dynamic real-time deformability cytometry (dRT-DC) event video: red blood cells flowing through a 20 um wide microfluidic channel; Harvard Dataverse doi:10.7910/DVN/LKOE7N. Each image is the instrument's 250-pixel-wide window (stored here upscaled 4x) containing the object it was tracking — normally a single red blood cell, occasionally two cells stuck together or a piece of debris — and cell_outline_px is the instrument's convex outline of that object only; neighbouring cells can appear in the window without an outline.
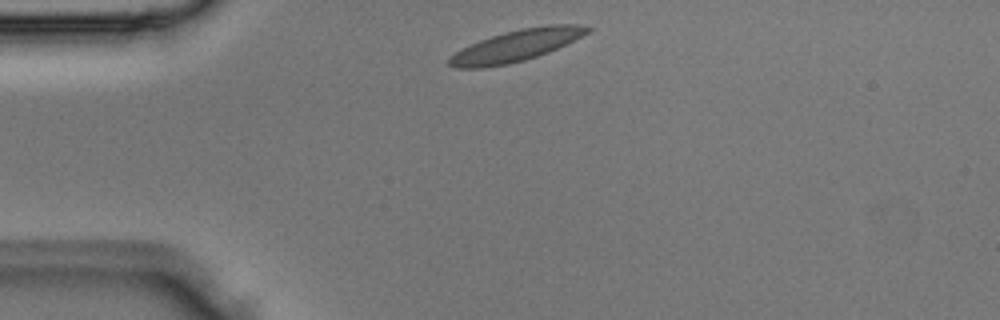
{"species": "Egyptian fruit bat (a non-hibernating species)", "species_latin": "Rousettus aegyptiacus", "temperature_condition": "room temperature", "stored_images_in_passage": 1, "camera_frame_rate_fps": 3000, "um_per_image_px": 0.085, "animal": {"sex": "male"}, "frame": {"image": 1, "passage_image": 1, "time_ms": 0.0, "image_size_px": [1000, 320], "cell_outline_px": [[592, 28], [588, 32], [548, 52], [524, 60], [508, 64], [484, 68], [456, 68], [448, 64], [448, 56], [460, 48], [480, 40], [492, 36], [520, 28], [548, 24], [576, 24]], "centroid_in_image_um": [43.8, 3.88], "position_along_channel_um": 41.2, "area_um2": 25.14}}